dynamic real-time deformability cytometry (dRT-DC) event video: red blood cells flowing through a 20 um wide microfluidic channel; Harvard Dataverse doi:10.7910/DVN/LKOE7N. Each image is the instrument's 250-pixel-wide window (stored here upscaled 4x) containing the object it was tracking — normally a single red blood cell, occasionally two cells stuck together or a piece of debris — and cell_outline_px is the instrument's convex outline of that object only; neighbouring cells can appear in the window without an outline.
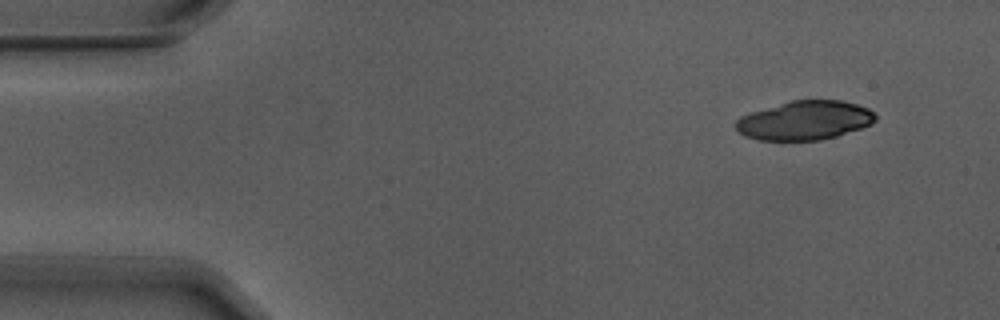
{"species": "Egyptian fruit bat (a non-hibernating species)", "species_latin": "Rousettus aegyptiacus", "temperature_condition": "warm", "stored_images_in_passage": 5, "camera_frame_rate_fps": 3000, "um_per_image_px": 0.085, "animal": {"sex": "male"}, "frame": {"image": 1, "passage_image": 1, "time_ms": 0.0, "image_size_px": [1000, 320], "cell_outline_px": [[876, 120], [872, 124], [836, 136], [820, 140], [760, 140], [744, 136], [732, 124], [740, 116], [752, 112], [792, 100], [840, 100], [856, 104], [868, 108], [876, 116]], "centroid_in_image_um": [68.39, 10.24], "position_along_channel_um": 16.6, "area_um2": 31.62}}